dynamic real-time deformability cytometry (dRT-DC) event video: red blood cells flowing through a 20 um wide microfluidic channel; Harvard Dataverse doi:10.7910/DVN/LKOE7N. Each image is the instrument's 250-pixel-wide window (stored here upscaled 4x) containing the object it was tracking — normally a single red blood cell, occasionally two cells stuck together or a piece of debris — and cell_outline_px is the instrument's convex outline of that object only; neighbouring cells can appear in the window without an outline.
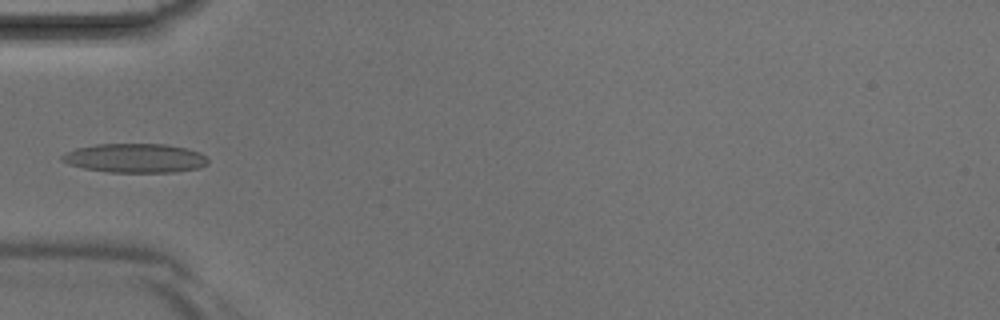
{"species": "Egyptian fruit bat (a non-hibernating species)", "species_latin": "Rousettus aegyptiacus", "temperature_condition": "room temperature", "stored_images_in_passage": 5, "camera_frame_rate_fps": 3000, "um_per_image_px": 0.085, "animal": {"sex": "male"}, "frame": {"image": 1, "passage_image": 5, "time_ms": 1.333, "image_size_px": [1000, 320], "cell_outline_px": [[208, 164], [200, 168], [176, 172], [108, 172], [84, 168], [68, 164], [60, 160], [60, 156], [76, 148], [96, 144], [164, 144], [188, 148], [200, 152], [208, 160]], "centroid_in_image_um": [11.5, 13.44], "position_along_channel_um": 73.5, "area_um2": 24.85}}